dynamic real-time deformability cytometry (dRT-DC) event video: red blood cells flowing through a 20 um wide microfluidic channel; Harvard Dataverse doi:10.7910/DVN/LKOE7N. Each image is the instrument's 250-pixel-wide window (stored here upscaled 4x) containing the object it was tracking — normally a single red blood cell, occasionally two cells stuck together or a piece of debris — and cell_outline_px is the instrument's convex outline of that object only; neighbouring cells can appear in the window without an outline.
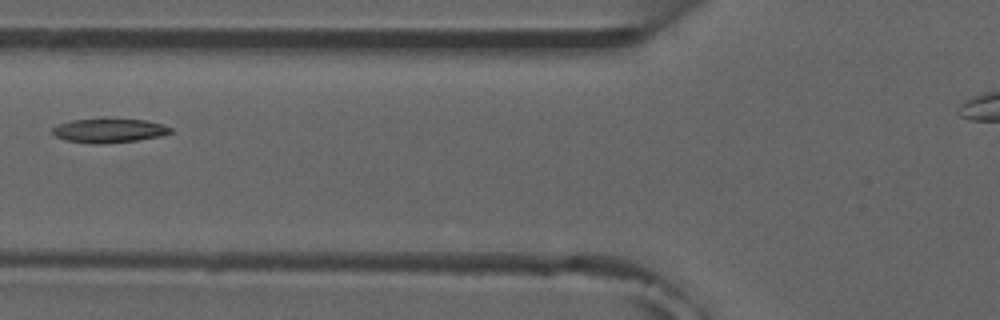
{"species": "common noctule bat (a hibernating species)", "species_latin": "Nyctalus noctula", "temperature_condition": "room temperature", "stored_images_in_passage": 5, "camera_frame_rate_fps": 3000, "um_per_image_px": 0.085, "animal": {"sex": "male", "forearm_length_mm": 52.5}, "frame": {"image": 1, "passage_image": 4, "time_ms": 3.667, "image_size_px": [1000, 320], "cell_outline_px": [[172, 132], [160, 136], [136, 140], [104, 144], [92, 144], [64, 140], [56, 136], [52, 132], [52, 128], [60, 124], [72, 120], [100, 116], [148, 120], [164, 124], [172, 128]], "centroid_in_image_um": [9.28, 11.06], "position_along_channel_um": 116.5, "area_um2": 17.4}}
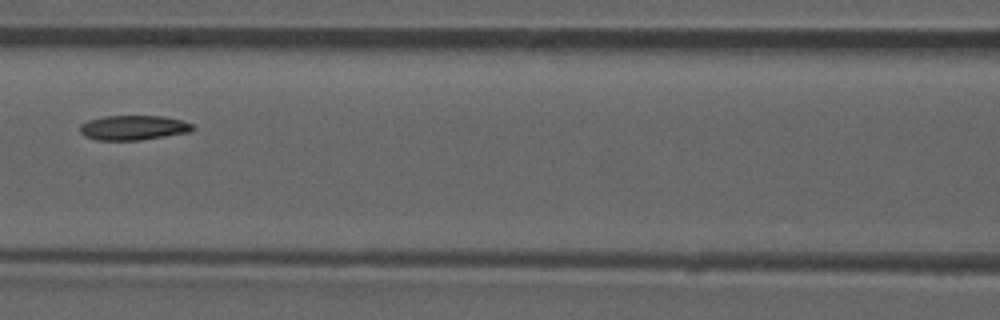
{"frame": {"image": 2, "passage_image": 5, "time_ms": 4.667, "image_size_px": [1000, 320], "cell_outline_px": [[196, 128], [192, 132], [140, 140], [96, 140], [84, 136], [80, 132], [80, 124], [88, 120], [104, 116], [164, 116], [184, 120], [192, 124]], "centroid_in_image_um": [11.38, 10.85], "position_along_channel_um": 155.2, "area_um2": 16.47}}